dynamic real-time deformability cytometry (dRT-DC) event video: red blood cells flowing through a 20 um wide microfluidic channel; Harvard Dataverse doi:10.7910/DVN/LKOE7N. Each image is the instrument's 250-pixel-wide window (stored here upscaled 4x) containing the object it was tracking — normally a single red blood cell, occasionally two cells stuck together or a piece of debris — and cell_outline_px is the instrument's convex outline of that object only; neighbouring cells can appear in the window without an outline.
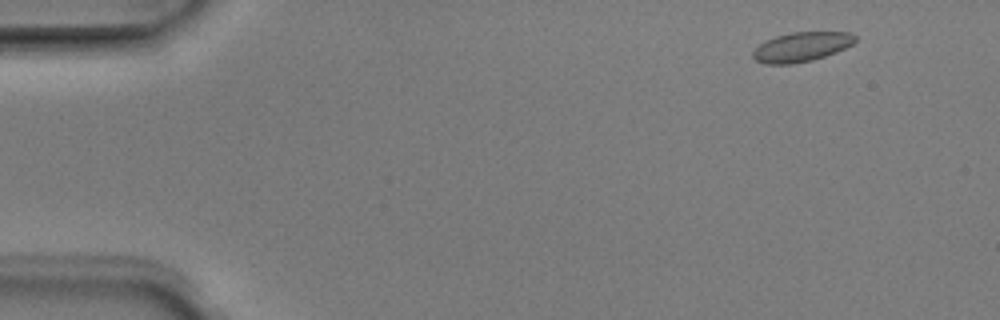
{"species": "Egyptian fruit bat (a non-hibernating species)", "species_latin": "Rousettus aegyptiacus", "temperature_condition": "room temperature", "stored_images_in_passage": 5, "camera_frame_rate_fps": 3000, "um_per_image_px": 0.085, "animal": {"sex": "male"}, "frame": {"image": 1, "passage_image": 1, "time_ms": 0.0, "image_size_px": [1000, 320], "cell_outline_px": [[856, 40], [852, 44], [836, 52], [812, 60], [792, 64], [764, 64], [756, 60], [752, 56], [752, 52], [764, 40], [776, 36], [792, 32], [848, 32], [856, 36]], "centroid_in_image_um": [68.1, 3.98], "position_along_channel_um": 16.9, "area_um2": 17.51}}
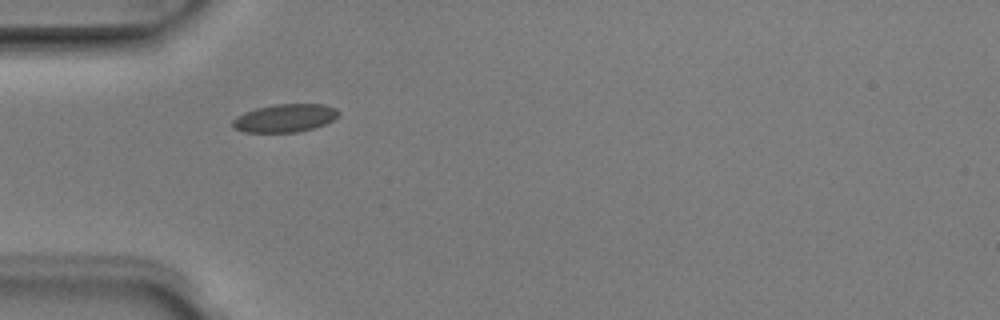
{"frame": {"image": 2, "passage_image": 4, "time_ms": 1.0, "image_size_px": [1000, 320], "cell_outline_px": [[340, 112], [332, 120], [324, 124], [312, 128], [296, 132], [244, 132], [232, 128], [232, 120], [236, 116], [244, 112], [256, 108], [272, 104], [324, 104], [336, 108]], "centroid_in_image_um": [24.17, 10.03], "position_along_channel_um": 60.8, "area_um2": 17.34}}
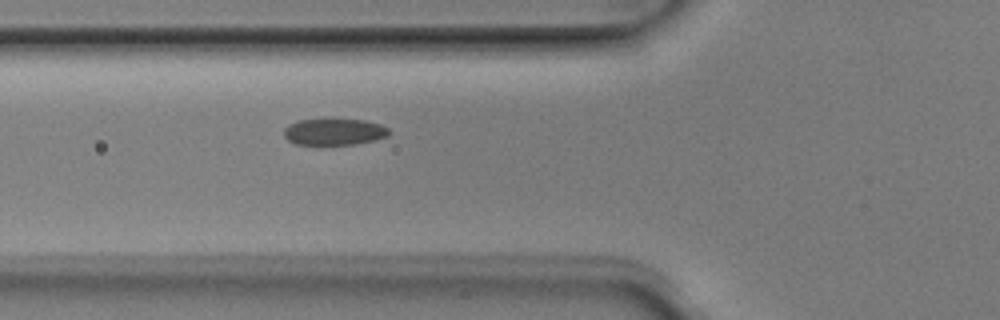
{"frame": {"image": 3, "passage_image": 5, "time_ms": 1.333, "image_size_px": [1000, 320], "cell_outline_px": [[388, 136], [356, 144], [296, 144], [288, 140], [284, 136], [284, 128], [288, 124], [296, 120], [328, 116], [364, 120], [380, 124], [388, 128]], "centroid_in_image_um": [28.35, 11.14], "position_along_channel_um": 97.5, "area_um2": 16.94}}